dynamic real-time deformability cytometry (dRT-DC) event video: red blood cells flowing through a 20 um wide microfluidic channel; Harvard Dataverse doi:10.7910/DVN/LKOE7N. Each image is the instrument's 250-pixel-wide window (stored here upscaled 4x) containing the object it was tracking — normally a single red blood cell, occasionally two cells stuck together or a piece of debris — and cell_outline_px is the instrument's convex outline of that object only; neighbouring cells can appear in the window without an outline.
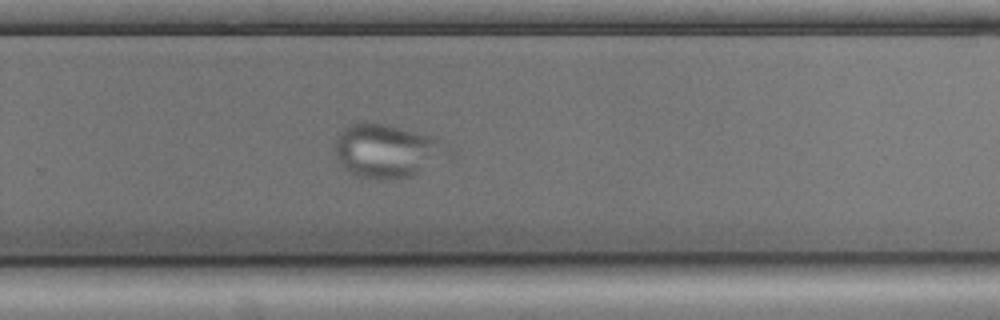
{"species": "common noctule bat (a hibernating species)", "species_latin": "Nyctalus noctula", "temperature_condition": "cold", "stored_images_in_passage": 53, "camera_frame_rate_fps": 3000, "um_per_image_px": 0.085, "animal": {"sex": "male", "body_mass_g": 17.9, "forearm_length_mm": 54.2}, "frame": {"image": 1, "passage_image": 33, "time_ms": 10.667, "image_size_px": [1000, 320], "cell_outline_px": [[456, 152], [452, 156], [412, 176], [392, 180], [376, 180], [356, 176], [348, 172], [340, 164], [336, 156], [336, 136], [340, 128], [348, 124], [364, 120], [384, 124], [432, 136], [440, 140], [452, 148]], "centroid_in_image_um": [32.92, 12.83], "position_along_channel_um": 296.9, "area_um2": 36.36}}